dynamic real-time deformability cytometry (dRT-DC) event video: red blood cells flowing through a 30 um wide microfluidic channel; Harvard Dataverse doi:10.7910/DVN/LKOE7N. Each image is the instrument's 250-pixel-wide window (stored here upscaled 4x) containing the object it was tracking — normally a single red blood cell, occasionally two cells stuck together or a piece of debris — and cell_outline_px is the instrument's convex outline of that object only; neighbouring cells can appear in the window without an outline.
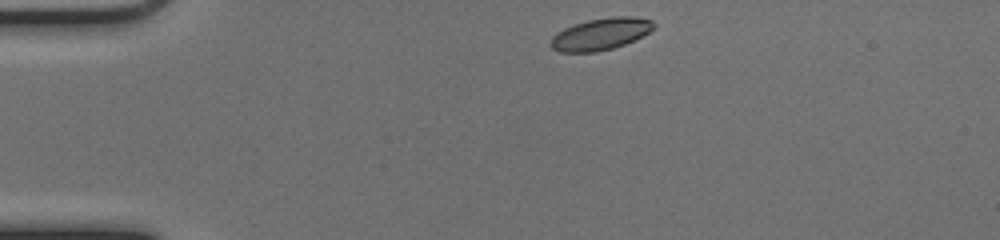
{"species": "common noctule bat (a hibernating species)", "species_latin": "Nyctalus noctula", "temperature_condition": "cold", "stored_images_in_passage": 42, "camera_frame_rate_fps": 3000, "um_per_image_px": 0.085, "animal": {"sex": "female", "body_mass_g": 17.0, "forearm_length_mm": 48.0}, "frame": {"image": 1, "passage_image": 1, "time_ms": 0.0, "image_size_px": [1000, 240], "cell_outline_px": [[656, 28], [624, 44], [612, 48], [596, 52], [560, 52], [552, 48], [548, 44], [552, 36], [556, 32], [564, 28], [588, 20], [612, 16], [632, 16], [652, 20], [656, 24]], "centroid_in_image_um": [51.03, 2.89], "position_along_channel_um": 34.0, "area_um2": 19.13}}
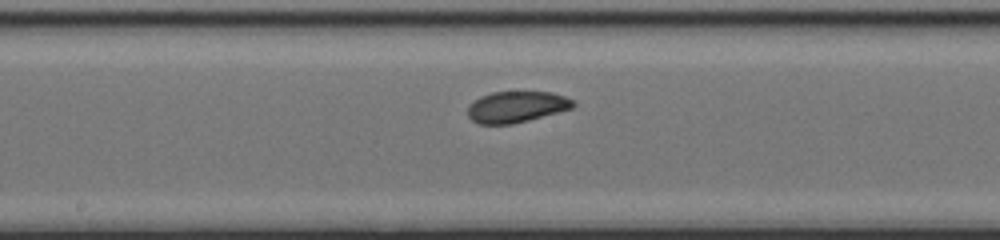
{"frame": {"image": 2, "passage_image": 18, "time_ms": 5.667, "image_size_px": [1000, 240], "cell_outline_px": [[576, 104], [572, 108], [528, 120], [512, 124], [476, 124], [468, 116], [468, 104], [480, 96], [492, 92], [552, 92], [564, 96], [572, 100]], "centroid_in_image_um": [43.86, 9.08], "position_along_channel_um": 204.3, "area_um2": 19.13}}
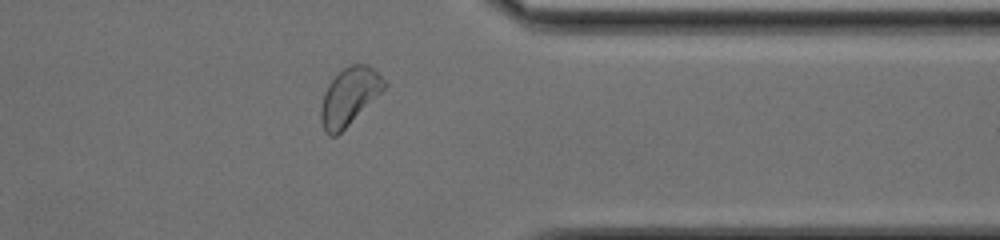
{"frame": {"image": 3, "passage_image": 32, "time_ms": 10.333, "image_size_px": [1000, 240], "cell_outline_px": [[388, 84], [336, 136], [328, 136], [324, 132], [320, 120], [320, 108], [324, 92], [328, 84], [344, 68], [352, 64], [368, 64], [388, 80]], "centroid_in_image_um": [29.67, 8.18], "position_along_channel_um": 381.7, "area_um2": 20.87}, "authors_computed_cell_mechanics": {"area_um2": 19.7676, "velocity_mm_per_s": 3.9745, "shape_relaxation_time_tau1_ms": 4.4918, "shape_relaxation_time_tau2_ms": 2.9136, "deformation_change_tau1": 0.111, "deformation_change_tau2": 0.0637}}